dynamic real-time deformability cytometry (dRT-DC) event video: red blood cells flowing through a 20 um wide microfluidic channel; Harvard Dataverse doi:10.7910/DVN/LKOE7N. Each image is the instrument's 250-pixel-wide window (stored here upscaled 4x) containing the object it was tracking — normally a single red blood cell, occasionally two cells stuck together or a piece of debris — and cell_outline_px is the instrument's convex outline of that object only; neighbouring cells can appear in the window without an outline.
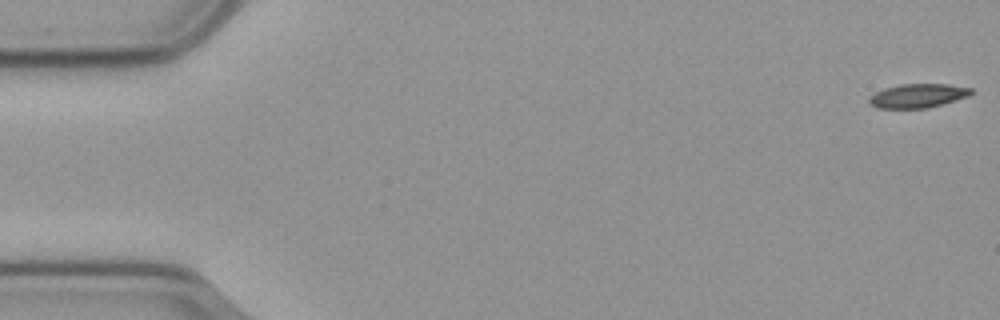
{"species": "common noctule bat (a hibernating species)", "species_latin": "Nyctalus noctula", "temperature_condition": "cold", "stored_images_in_passage": 57, "camera_frame_rate_fps": 3000, "um_per_image_px": 0.085, "animal": {"sex": "male", "body_mass_g": 23.1, "forearm_length_mm": 52.7}, "frame": {"image": 1, "passage_image": 1, "time_ms": 0.0, "image_size_px": [1000, 320], "cell_outline_px": [[976, 92], [968, 96], [956, 100], [928, 108], [876, 108], [868, 104], [868, 100], [876, 92], [884, 88], [900, 84], [948, 84], [972, 88]], "centroid_in_image_um": [78.04, 8.14], "position_along_channel_um": 7.0, "area_um2": 14.33}}
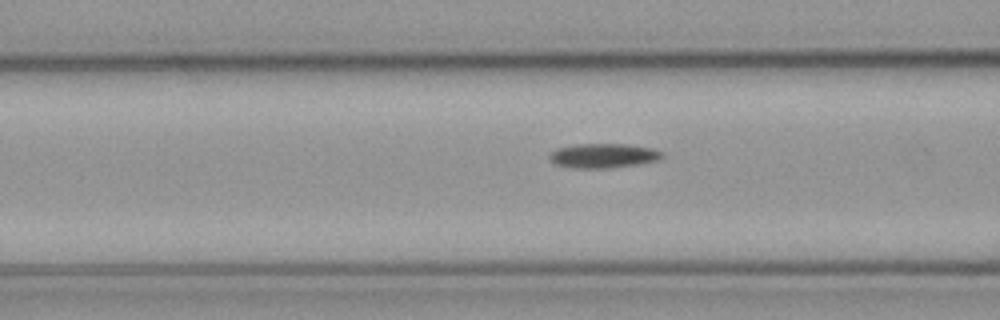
{"frame": {"image": 2, "passage_image": 22, "time_ms": 7.0, "image_size_px": [1000, 320], "cell_outline_px": [[664, 156], [656, 160], [636, 164], [608, 168], [576, 168], [556, 164], [548, 160], [548, 156], [556, 148], [572, 144], [628, 144], [652, 148], [664, 152]], "centroid_in_image_um": [51.25, 13.22], "position_along_channel_um": 115.3, "area_um2": 16.07}}
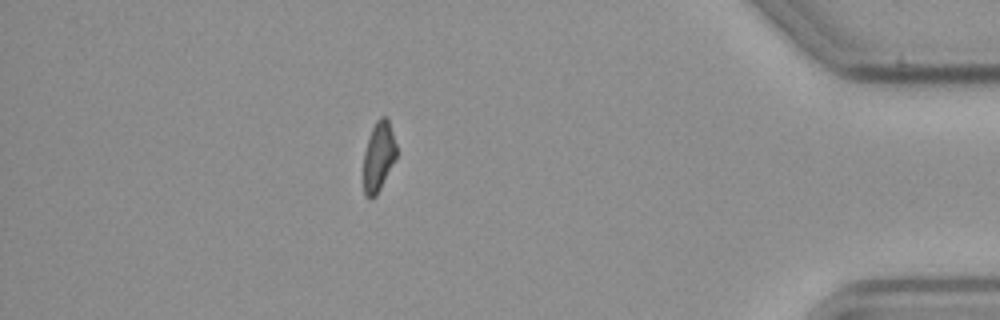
{"frame": {"image": 3, "passage_image": 50, "time_ms": 16.333, "image_size_px": [1000, 320], "cell_outline_px": [[396, 160], [376, 196], [372, 200], [368, 200], [364, 196], [364, 152], [372, 128], [376, 120], [380, 116], [388, 116], [396, 144]], "centroid_in_image_um": [32.19, 13.32], "position_along_channel_um": 403.0, "area_um2": 13.64}, "authors_computed_cell_mechanics": {"area_um2": 15.1436, "velocity_mm_per_s": 3.5936, "shape_relaxation_time_tau1_ms": 6.1818, "shape_relaxation_time_tau2_ms": null, "deformation_change_tau1": 0.1626, "deformation_change_tau2": null}}